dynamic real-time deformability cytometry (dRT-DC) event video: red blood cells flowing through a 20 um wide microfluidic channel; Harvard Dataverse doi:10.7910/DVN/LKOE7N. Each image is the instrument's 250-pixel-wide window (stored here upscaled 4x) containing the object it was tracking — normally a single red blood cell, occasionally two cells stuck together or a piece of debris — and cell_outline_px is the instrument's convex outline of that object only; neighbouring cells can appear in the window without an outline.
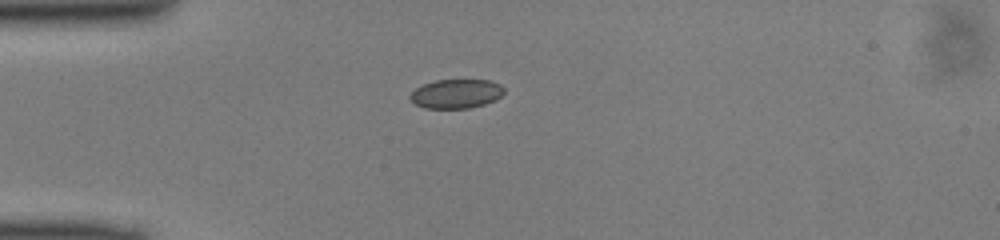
{"species": "common noctule bat (a hibernating species)", "species_latin": "Nyctalus noctula", "temperature_condition": "cold", "stored_images_in_passage": 37, "camera_frame_rate_fps": 3000, "um_per_image_px": 0.085, "animal": {"sex": "male", "body_mass_g": 13.0, "forearm_length_mm": 53.1}, "frame": {"image": 1, "passage_image": 1, "time_ms": 0.0, "image_size_px": [1000, 240], "cell_outline_px": [[504, 92], [496, 100], [484, 104], [468, 108], [424, 108], [416, 104], [408, 96], [416, 88], [424, 84], [436, 80], [492, 80], [500, 84], [504, 88]], "centroid_in_image_um": [38.79, 7.96], "position_along_channel_um": 46.2, "area_um2": 15.9}}
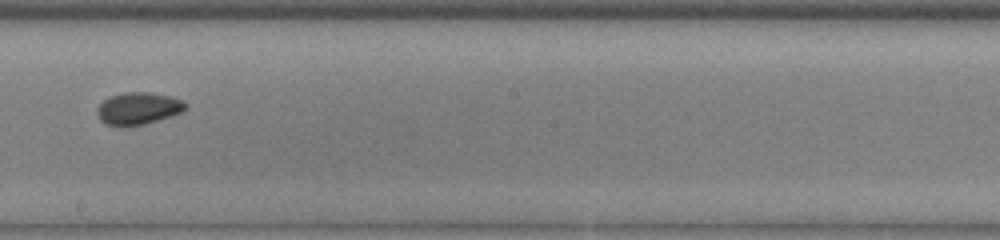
{"frame": {"image": 2, "passage_image": 16, "time_ms": 5.0, "image_size_px": [1000, 240], "cell_outline_px": [[188, 108], [184, 112], [172, 116], [144, 124], [124, 128], [120, 128], [104, 124], [100, 120], [96, 112], [96, 108], [108, 96], [128, 92], [148, 92], [172, 96], [184, 100], [188, 104]], "centroid_in_image_um": [11.77, 9.24], "position_along_channel_um": 236.4, "area_um2": 17.22}}
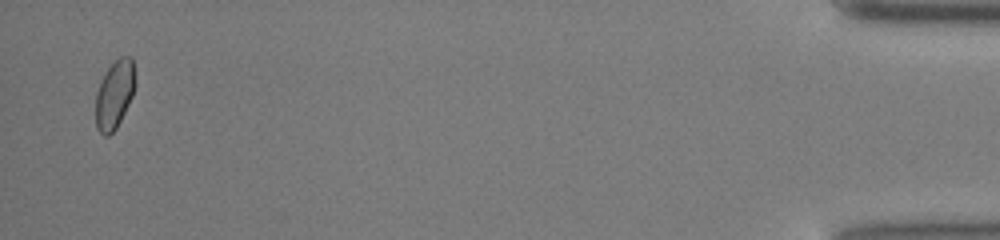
{"frame": {"image": 3, "passage_image": 36, "time_ms": 11.667, "image_size_px": [1000, 240], "cell_outline_px": [[136, 84], [132, 96], [116, 128], [108, 136], [104, 136], [96, 128], [96, 92], [100, 80], [108, 68], [120, 56], [132, 56], [136, 76]], "centroid_in_image_um": [9.75, 8.0], "position_along_channel_um": 425.5, "area_um2": 15.84}}